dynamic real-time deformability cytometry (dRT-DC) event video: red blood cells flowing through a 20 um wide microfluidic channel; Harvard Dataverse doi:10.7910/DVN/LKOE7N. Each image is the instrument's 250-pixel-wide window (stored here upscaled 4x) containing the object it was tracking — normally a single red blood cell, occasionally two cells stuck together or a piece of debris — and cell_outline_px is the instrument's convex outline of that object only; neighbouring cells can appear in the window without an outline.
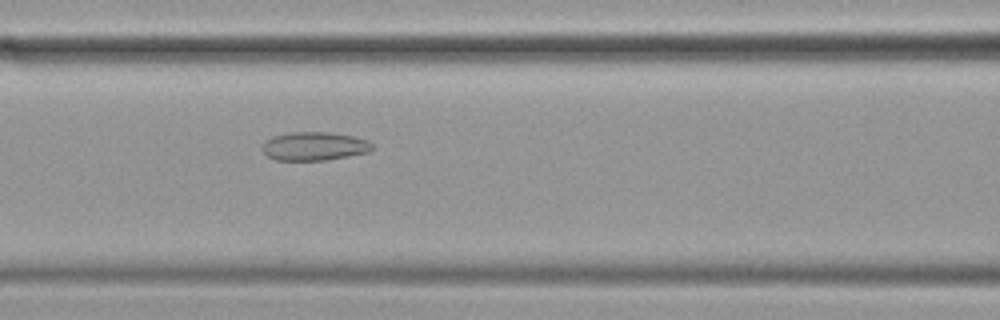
{"species": "common noctule bat (a hibernating species)", "species_latin": "Nyctalus noctula", "temperature_condition": "cold", "stored_images_in_passage": 58, "camera_frame_rate_fps": 3000, "um_per_image_px": 0.085, "animal": {"sex": "female", "body_mass_g": 19.9}, "frame": {"image": 1, "passage_image": 24, "time_ms": 7.667, "image_size_px": [1000, 320], "cell_outline_px": [[376, 148], [368, 152], [348, 156], [324, 160], [276, 160], [268, 156], [260, 148], [264, 140], [272, 136], [288, 132], [328, 132], [352, 136], [368, 140]], "centroid_in_image_um": [26.69, 12.42], "position_along_channel_um": 139.9, "area_um2": 18.44}}
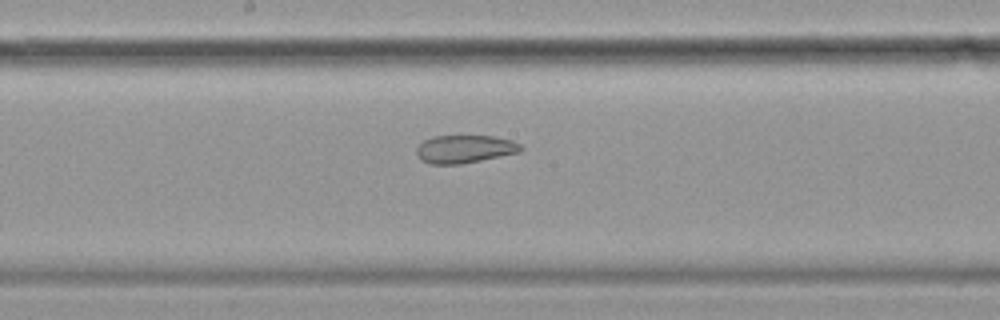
{"frame": {"image": 2, "passage_image": 30, "time_ms": 9.667, "image_size_px": [1000, 320], "cell_outline_px": [[524, 148], [520, 152], [460, 164], [432, 164], [420, 160], [416, 152], [416, 148], [424, 140], [432, 136], [496, 136], [512, 140], [520, 144]], "centroid_in_image_um": [39.5, 12.66], "position_along_channel_um": 208.7, "area_um2": 16.99}}
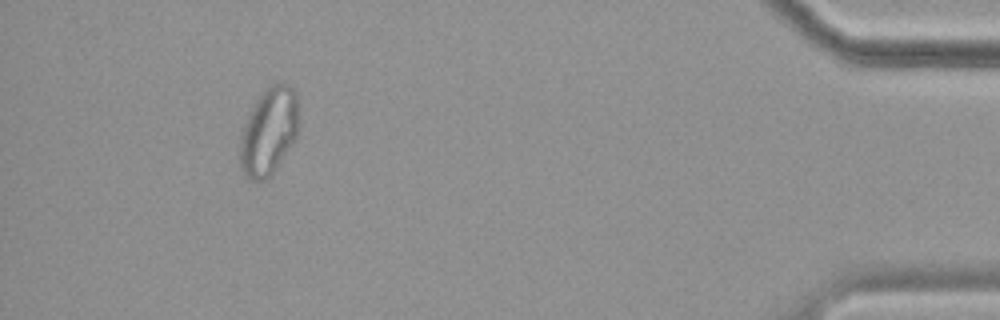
{"frame": {"image": 3, "passage_image": 53, "time_ms": 17.333, "image_size_px": [1000, 320], "cell_outline_px": [[296, 136], [272, 172], [264, 180], [252, 180], [244, 172], [240, 164], [240, 136], [244, 124], [256, 100], [268, 84], [284, 84], [292, 88], [296, 92]], "centroid_in_image_um": [22.8, 11.14], "position_along_channel_um": 412.4, "area_um2": 28.78}, "authors_computed_cell_mechanics": {"area_um2": 24.4205, "velocity_mm_per_s": 3.4526, "shape_relaxation_time_tau1_ms": null, "shape_relaxation_time_tau2_ms": 3.3595, "deformation_change_tau1": null, "deformation_change_tau2": 0.0855}}